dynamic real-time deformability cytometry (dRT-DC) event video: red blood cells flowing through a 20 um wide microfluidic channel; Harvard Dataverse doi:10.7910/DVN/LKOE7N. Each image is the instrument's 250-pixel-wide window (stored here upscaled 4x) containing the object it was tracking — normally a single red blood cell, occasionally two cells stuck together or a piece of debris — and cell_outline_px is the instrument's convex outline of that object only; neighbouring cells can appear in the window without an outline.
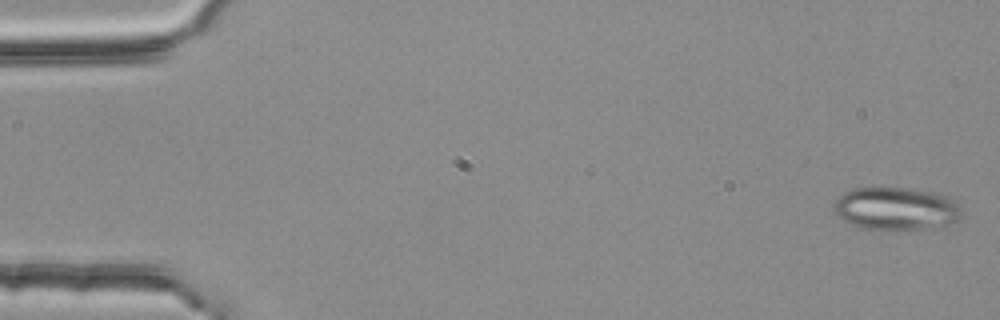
{"species": "common noctule bat (a hibernating species)", "species_latin": "Nyctalus noctula", "temperature_condition": "room temperature", "stored_images_in_passage": 4, "camera_frame_rate_fps": 3000, "um_per_image_px": 0.085, "animal": {"sex": "female", "body_mass_g": 25.1}, "frame": {"image": 1, "passage_image": 1, "time_ms": 0.0, "image_size_px": [1000, 320], "cell_outline_px": [[960, 216], [952, 224], [944, 228], [888, 232], [864, 228], [852, 224], [844, 220], [832, 212], [832, 204], [844, 192], [852, 188], [904, 188], [936, 192], [948, 196], [960, 204]], "centroid_in_image_um": [76.19, 17.78], "position_along_channel_um": 8.8, "area_um2": 33.0}}